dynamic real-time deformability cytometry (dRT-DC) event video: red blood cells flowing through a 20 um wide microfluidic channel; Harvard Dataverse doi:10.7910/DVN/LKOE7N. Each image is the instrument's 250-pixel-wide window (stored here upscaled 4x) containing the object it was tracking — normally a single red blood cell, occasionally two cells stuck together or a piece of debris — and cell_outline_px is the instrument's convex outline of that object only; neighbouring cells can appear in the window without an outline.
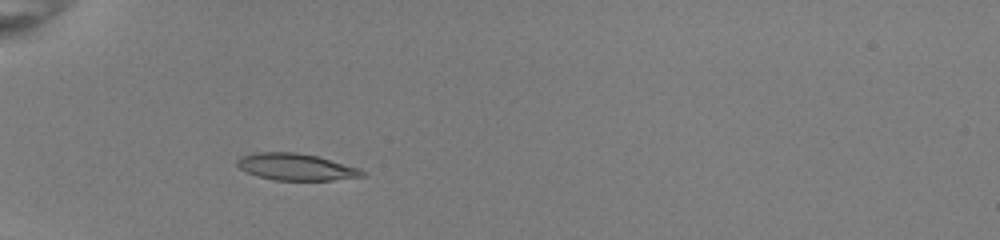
{"species": "common noctule bat (a hibernating species)", "species_latin": "Nyctalus noctula", "temperature_condition": "room temperature", "stored_images_in_passage": 45, "camera_frame_rate_fps": 3000, "um_per_image_px": 0.085, "animal": {"sex": "female", "body_mass_g": 22.0, "forearm_length_mm": 56.7}, "frame": {"image": 1, "passage_image": 11, "time_ms": 3.333, "image_size_px": [1000, 240], "cell_outline_px": [[368, 176], [332, 180], [276, 180], [256, 176], [240, 168], [236, 164], [236, 160], [240, 156], [256, 152], [296, 152], [316, 156], [360, 168]], "centroid_in_image_um": [25.16, 14.19], "position_along_channel_um": 59.8, "area_um2": 19.54}}
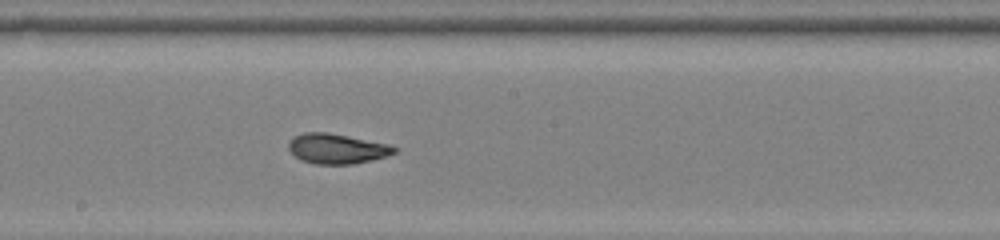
{"frame": {"image": 2, "passage_image": 24, "time_ms": 7.667, "image_size_px": [1000, 240], "cell_outline_px": [[400, 148], [396, 152], [372, 160], [356, 164], [316, 164], [300, 160], [288, 148], [288, 144], [296, 136], [304, 132], [328, 132], [388, 144]], "centroid_in_image_um": [28.66, 12.64], "position_along_channel_um": 219.5, "area_um2": 18.38}}
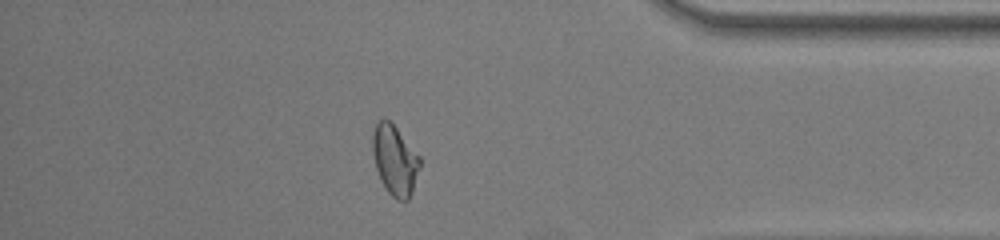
{"frame": {"image": 3, "passage_image": 39, "time_ms": 12.667, "image_size_px": [1000, 240], "cell_outline_px": [[420, 164], [412, 192], [408, 200], [396, 200], [388, 192], [380, 180], [376, 168], [372, 152], [372, 132], [376, 124], [384, 116], [396, 128], [420, 156]], "centroid_in_image_um": [33.54, 13.61], "position_along_channel_um": 401.7, "area_um2": 19.19}, "authors_computed_cell_mechanics": {"area_um2": 19.1318, "velocity_mm_per_s": 4.0104, "shape_relaxation_time_tau1_ms": 5.6081, "shape_relaxation_time_tau2_ms": 1.0788, "deformation_change_tau1": 0.2258, "deformation_change_tau2": 0.069}}